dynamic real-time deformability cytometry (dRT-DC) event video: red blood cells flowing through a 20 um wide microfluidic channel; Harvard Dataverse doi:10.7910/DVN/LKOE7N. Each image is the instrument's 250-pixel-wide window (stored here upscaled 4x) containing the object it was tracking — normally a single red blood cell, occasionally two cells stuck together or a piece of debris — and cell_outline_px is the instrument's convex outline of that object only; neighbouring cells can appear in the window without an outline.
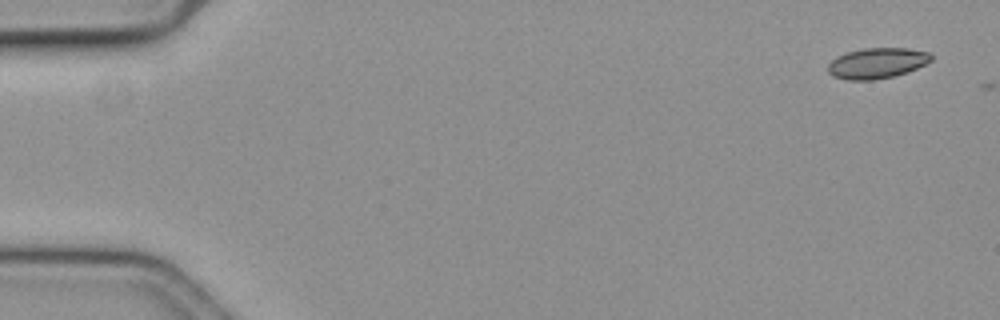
{"species": "common noctule bat (a hibernating species)", "species_latin": "Nyctalus noctula", "temperature_condition": "cold", "stored_images_in_passage": 3, "camera_frame_rate_fps": 3000, "um_per_image_px": 0.085, "animal": {"sex": "female", "body_mass_g": 19.3, "forearm_length_mm": 54.1}, "frame": {"image": 1, "passage_image": 1, "time_ms": 0.0, "image_size_px": [1000, 320], "cell_outline_px": [[932, 60], [908, 72], [892, 76], [872, 80], [848, 80], [832, 76], [828, 72], [828, 64], [836, 56], [848, 52], [864, 48], [908, 48], [932, 52]], "centroid_in_image_um": [74.55, 5.36], "position_along_channel_um": 10.4, "area_um2": 18.44}}